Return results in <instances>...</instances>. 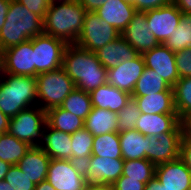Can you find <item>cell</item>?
<instances>
[{"label": "cell", "mask_w": 191, "mask_h": 190, "mask_svg": "<svg viewBox=\"0 0 191 190\" xmlns=\"http://www.w3.org/2000/svg\"><path fill=\"white\" fill-rule=\"evenodd\" d=\"M145 67L154 70L172 88L180 79L177 73L175 52H172L164 44H159L152 50L142 54Z\"/></svg>", "instance_id": "14"}, {"label": "cell", "mask_w": 191, "mask_h": 190, "mask_svg": "<svg viewBox=\"0 0 191 190\" xmlns=\"http://www.w3.org/2000/svg\"><path fill=\"white\" fill-rule=\"evenodd\" d=\"M46 124V111L35 105L9 119L8 133L30 146H40Z\"/></svg>", "instance_id": "6"}, {"label": "cell", "mask_w": 191, "mask_h": 190, "mask_svg": "<svg viewBox=\"0 0 191 190\" xmlns=\"http://www.w3.org/2000/svg\"><path fill=\"white\" fill-rule=\"evenodd\" d=\"M81 6L87 12H94L97 8L101 7L107 0H78Z\"/></svg>", "instance_id": "43"}, {"label": "cell", "mask_w": 191, "mask_h": 190, "mask_svg": "<svg viewBox=\"0 0 191 190\" xmlns=\"http://www.w3.org/2000/svg\"><path fill=\"white\" fill-rule=\"evenodd\" d=\"M92 155L103 158L122 159L119 132H109L104 135L95 136Z\"/></svg>", "instance_id": "30"}, {"label": "cell", "mask_w": 191, "mask_h": 190, "mask_svg": "<svg viewBox=\"0 0 191 190\" xmlns=\"http://www.w3.org/2000/svg\"><path fill=\"white\" fill-rule=\"evenodd\" d=\"M117 121V113L92 107L85 119L84 128L95 137L109 132H118Z\"/></svg>", "instance_id": "26"}, {"label": "cell", "mask_w": 191, "mask_h": 190, "mask_svg": "<svg viewBox=\"0 0 191 190\" xmlns=\"http://www.w3.org/2000/svg\"><path fill=\"white\" fill-rule=\"evenodd\" d=\"M11 167V164L8 162H4L0 159V181L4 180L5 175L9 171V168Z\"/></svg>", "instance_id": "49"}, {"label": "cell", "mask_w": 191, "mask_h": 190, "mask_svg": "<svg viewBox=\"0 0 191 190\" xmlns=\"http://www.w3.org/2000/svg\"><path fill=\"white\" fill-rule=\"evenodd\" d=\"M23 6H25L29 11L39 15L42 19L45 17V13L49 9V0H17Z\"/></svg>", "instance_id": "39"}, {"label": "cell", "mask_w": 191, "mask_h": 190, "mask_svg": "<svg viewBox=\"0 0 191 190\" xmlns=\"http://www.w3.org/2000/svg\"><path fill=\"white\" fill-rule=\"evenodd\" d=\"M67 1H71V0H49L50 4L67 2Z\"/></svg>", "instance_id": "53"}, {"label": "cell", "mask_w": 191, "mask_h": 190, "mask_svg": "<svg viewBox=\"0 0 191 190\" xmlns=\"http://www.w3.org/2000/svg\"><path fill=\"white\" fill-rule=\"evenodd\" d=\"M121 34L94 12H86L83 28L75 45L95 52L106 44L116 40Z\"/></svg>", "instance_id": "7"}, {"label": "cell", "mask_w": 191, "mask_h": 190, "mask_svg": "<svg viewBox=\"0 0 191 190\" xmlns=\"http://www.w3.org/2000/svg\"><path fill=\"white\" fill-rule=\"evenodd\" d=\"M9 126V118L0 111V133H7Z\"/></svg>", "instance_id": "47"}, {"label": "cell", "mask_w": 191, "mask_h": 190, "mask_svg": "<svg viewBox=\"0 0 191 190\" xmlns=\"http://www.w3.org/2000/svg\"><path fill=\"white\" fill-rule=\"evenodd\" d=\"M123 159L92 155L82 164L88 186L112 185L123 172Z\"/></svg>", "instance_id": "12"}, {"label": "cell", "mask_w": 191, "mask_h": 190, "mask_svg": "<svg viewBox=\"0 0 191 190\" xmlns=\"http://www.w3.org/2000/svg\"><path fill=\"white\" fill-rule=\"evenodd\" d=\"M37 96L45 111L60 107L64 99L76 88L74 81L61 67L57 70L40 73L36 76Z\"/></svg>", "instance_id": "5"}, {"label": "cell", "mask_w": 191, "mask_h": 190, "mask_svg": "<svg viewBox=\"0 0 191 190\" xmlns=\"http://www.w3.org/2000/svg\"><path fill=\"white\" fill-rule=\"evenodd\" d=\"M136 12L132 4L123 0H107L94 11L100 19L112 25L120 34L126 29Z\"/></svg>", "instance_id": "18"}, {"label": "cell", "mask_w": 191, "mask_h": 190, "mask_svg": "<svg viewBox=\"0 0 191 190\" xmlns=\"http://www.w3.org/2000/svg\"><path fill=\"white\" fill-rule=\"evenodd\" d=\"M46 181L56 190H87L82 164L72 160L51 159Z\"/></svg>", "instance_id": "8"}, {"label": "cell", "mask_w": 191, "mask_h": 190, "mask_svg": "<svg viewBox=\"0 0 191 190\" xmlns=\"http://www.w3.org/2000/svg\"><path fill=\"white\" fill-rule=\"evenodd\" d=\"M181 121L177 114H144L136 122V130L145 136L171 132Z\"/></svg>", "instance_id": "24"}, {"label": "cell", "mask_w": 191, "mask_h": 190, "mask_svg": "<svg viewBox=\"0 0 191 190\" xmlns=\"http://www.w3.org/2000/svg\"><path fill=\"white\" fill-rule=\"evenodd\" d=\"M66 46L63 40L44 33L33 37L36 76L61 68Z\"/></svg>", "instance_id": "9"}, {"label": "cell", "mask_w": 191, "mask_h": 190, "mask_svg": "<svg viewBox=\"0 0 191 190\" xmlns=\"http://www.w3.org/2000/svg\"><path fill=\"white\" fill-rule=\"evenodd\" d=\"M179 159L191 171V140L187 139L185 136H183L181 140Z\"/></svg>", "instance_id": "42"}, {"label": "cell", "mask_w": 191, "mask_h": 190, "mask_svg": "<svg viewBox=\"0 0 191 190\" xmlns=\"http://www.w3.org/2000/svg\"><path fill=\"white\" fill-rule=\"evenodd\" d=\"M145 185L146 183L121 175L111 186L113 190H144Z\"/></svg>", "instance_id": "40"}, {"label": "cell", "mask_w": 191, "mask_h": 190, "mask_svg": "<svg viewBox=\"0 0 191 190\" xmlns=\"http://www.w3.org/2000/svg\"><path fill=\"white\" fill-rule=\"evenodd\" d=\"M167 89L173 88L154 70L145 67L141 77L135 84L132 96H147L149 94L164 92Z\"/></svg>", "instance_id": "29"}, {"label": "cell", "mask_w": 191, "mask_h": 190, "mask_svg": "<svg viewBox=\"0 0 191 190\" xmlns=\"http://www.w3.org/2000/svg\"><path fill=\"white\" fill-rule=\"evenodd\" d=\"M124 2H127V3H129V4H132V5H134L135 4V2H136V0H123Z\"/></svg>", "instance_id": "54"}, {"label": "cell", "mask_w": 191, "mask_h": 190, "mask_svg": "<svg viewBox=\"0 0 191 190\" xmlns=\"http://www.w3.org/2000/svg\"><path fill=\"white\" fill-rule=\"evenodd\" d=\"M0 74H1V52H0Z\"/></svg>", "instance_id": "55"}, {"label": "cell", "mask_w": 191, "mask_h": 190, "mask_svg": "<svg viewBox=\"0 0 191 190\" xmlns=\"http://www.w3.org/2000/svg\"><path fill=\"white\" fill-rule=\"evenodd\" d=\"M34 190H56L50 183L46 180L41 181L39 184L35 185Z\"/></svg>", "instance_id": "50"}, {"label": "cell", "mask_w": 191, "mask_h": 190, "mask_svg": "<svg viewBox=\"0 0 191 190\" xmlns=\"http://www.w3.org/2000/svg\"><path fill=\"white\" fill-rule=\"evenodd\" d=\"M86 10L78 0L50 4L43 19L44 34L75 44L83 28Z\"/></svg>", "instance_id": "2"}, {"label": "cell", "mask_w": 191, "mask_h": 190, "mask_svg": "<svg viewBox=\"0 0 191 190\" xmlns=\"http://www.w3.org/2000/svg\"><path fill=\"white\" fill-rule=\"evenodd\" d=\"M148 27L146 11H137L120 36L139 54H143L160 44Z\"/></svg>", "instance_id": "16"}, {"label": "cell", "mask_w": 191, "mask_h": 190, "mask_svg": "<svg viewBox=\"0 0 191 190\" xmlns=\"http://www.w3.org/2000/svg\"><path fill=\"white\" fill-rule=\"evenodd\" d=\"M155 178L168 190H189L191 171L178 158L156 166Z\"/></svg>", "instance_id": "17"}, {"label": "cell", "mask_w": 191, "mask_h": 190, "mask_svg": "<svg viewBox=\"0 0 191 190\" xmlns=\"http://www.w3.org/2000/svg\"><path fill=\"white\" fill-rule=\"evenodd\" d=\"M144 190H168L154 177L146 185Z\"/></svg>", "instance_id": "46"}, {"label": "cell", "mask_w": 191, "mask_h": 190, "mask_svg": "<svg viewBox=\"0 0 191 190\" xmlns=\"http://www.w3.org/2000/svg\"><path fill=\"white\" fill-rule=\"evenodd\" d=\"M1 73L36 77L33 38L1 52Z\"/></svg>", "instance_id": "11"}, {"label": "cell", "mask_w": 191, "mask_h": 190, "mask_svg": "<svg viewBox=\"0 0 191 190\" xmlns=\"http://www.w3.org/2000/svg\"><path fill=\"white\" fill-rule=\"evenodd\" d=\"M97 59L107 69L116 67L120 62L133 60L139 53L121 36L95 51Z\"/></svg>", "instance_id": "21"}, {"label": "cell", "mask_w": 191, "mask_h": 190, "mask_svg": "<svg viewBox=\"0 0 191 190\" xmlns=\"http://www.w3.org/2000/svg\"><path fill=\"white\" fill-rule=\"evenodd\" d=\"M72 161L85 163L92 156L94 136L85 128L71 134Z\"/></svg>", "instance_id": "33"}, {"label": "cell", "mask_w": 191, "mask_h": 190, "mask_svg": "<svg viewBox=\"0 0 191 190\" xmlns=\"http://www.w3.org/2000/svg\"><path fill=\"white\" fill-rule=\"evenodd\" d=\"M135 99L140 113L144 114H177L174 104V91L167 89L164 92L147 96H132Z\"/></svg>", "instance_id": "23"}, {"label": "cell", "mask_w": 191, "mask_h": 190, "mask_svg": "<svg viewBox=\"0 0 191 190\" xmlns=\"http://www.w3.org/2000/svg\"><path fill=\"white\" fill-rule=\"evenodd\" d=\"M92 107L118 113L132 97L131 94L106 83L90 93Z\"/></svg>", "instance_id": "22"}, {"label": "cell", "mask_w": 191, "mask_h": 190, "mask_svg": "<svg viewBox=\"0 0 191 190\" xmlns=\"http://www.w3.org/2000/svg\"><path fill=\"white\" fill-rule=\"evenodd\" d=\"M164 45L175 53L191 47V14L182 13L178 27Z\"/></svg>", "instance_id": "32"}, {"label": "cell", "mask_w": 191, "mask_h": 190, "mask_svg": "<svg viewBox=\"0 0 191 190\" xmlns=\"http://www.w3.org/2000/svg\"><path fill=\"white\" fill-rule=\"evenodd\" d=\"M175 110L182 122L191 115V77L180 78L173 87Z\"/></svg>", "instance_id": "31"}, {"label": "cell", "mask_w": 191, "mask_h": 190, "mask_svg": "<svg viewBox=\"0 0 191 190\" xmlns=\"http://www.w3.org/2000/svg\"><path fill=\"white\" fill-rule=\"evenodd\" d=\"M43 33V19L17 0H10L6 20L0 29V52Z\"/></svg>", "instance_id": "3"}, {"label": "cell", "mask_w": 191, "mask_h": 190, "mask_svg": "<svg viewBox=\"0 0 191 190\" xmlns=\"http://www.w3.org/2000/svg\"><path fill=\"white\" fill-rule=\"evenodd\" d=\"M140 111L134 98H130L125 107L117 113L118 132L136 129Z\"/></svg>", "instance_id": "36"}, {"label": "cell", "mask_w": 191, "mask_h": 190, "mask_svg": "<svg viewBox=\"0 0 191 190\" xmlns=\"http://www.w3.org/2000/svg\"><path fill=\"white\" fill-rule=\"evenodd\" d=\"M87 190H113L111 185L88 186Z\"/></svg>", "instance_id": "51"}, {"label": "cell", "mask_w": 191, "mask_h": 190, "mask_svg": "<svg viewBox=\"0 0 191 190\" xmlns=\"http://www.w3.org/2000/svg\"><path fill=\"white\" fill-rule=\"evenodd\" d=\"M144 68V58L139 54L133 60L120 62L116 67L107 70V83L132 95Z\"/></svg>", "instance_id": "15"}, {"label": "cell", "mask_w": 191, "mask_h": 190, "mask_svg": "<svg viewBox=\"0 0 191 190\" xmlns=\"http://www.w3.org/2000/svg\"><path fill=\"white\" fill-rule=\"evenodd\" d=\"M50 160L40 146H31L17 166L36 185L46 180Z\"/></svg>", "instance_id": "20"}, {"label": "cell", "mask_w": 191, "mask_h": 190, "mask_svg": "<svg viewBox=\"0 0 191 190\" xmlns=\"http://www.w3.org/2000/svg\"><path fill=\"white\" fill-rule=\"evenodd\" d=\"M172 3L182 12L191 14V0H172Z\"/></svg>", "instance_id": "44"}, {"label": "cell", "mask_w": 191, "mask_h": 190, "mask_svg": "<svg viewBox=\"0 0 191 190\" xmlns=\"http://www.w3.org/2000/svg\"><path fill=\"white\" fill-rule=\"evenodd\" d=\"M10 0H0V29L4 25L8 13Z\"/></svg>", "instance_id": "45"}, {"label": "cell", "mask_w": 191, "mask_h": 190, "mask_svg": "<svg viewBox=\"0 0 191 190\" xmlns=\"http://www.w3.org/2000/svg\"><path fill=\"white\" fill-rule=\"evenodd\" d=\"M4 181L14 190H34L35 184L22 172L17 165H11L9 171L5 175Z\"/></svg>", "instance_id": "37"}, {"label": "cell", "mask_w": 191, "mask_h": 190, "mask_svg": "<svg viewBox=\"0 0 191 190\" xmlns=\"http://www.w3.org/2000/svg\"><path fill=\"white\" fill-rule=\"evenodd\" d=\"M172 3V0H136L133 5L137 11H148L150 9H156L165 7Z\"/></svg>", "instance_id": "41"}, {"label": "cell", "mask_w": 191, "mask_h": 190, "mask_svg": "<svg viewBox=\"0 0 191 190\" xmlns=\"http://www.w3.org/2000/svg\"><path fill=\"white\" fill-rule=\"evenodd\" d=\"M30 147L29 144L20 141L8 132L0 135V159L11 165H17Z\"/></svg>", "instance_id": "28"}, {"label": "cell", "mask_w": 191, "mask_h": 190, "mask_svg": "<svg viewBox=\"0 0 191 190\" xmlns=\"http://www.w3.org/2000/svg\"><path fill=\"white\" fill-rule=\"evenodd\" d=\"M150 32L160 44H164L176 30L182 18V12L173 4L146 11Z\"/></svg>", "instance_id": "13"}, {"label": "cell", "mask_w": 191, "mask_h": 190, "mask_svg": "<svg viewBox=\"0 0 191 190\" xmlns=\"http://www.w3.org/2000/svg\"><path fill=\"white\" fill-rule=\"evenodd\" d=\"M119 140L124 161L136 159L148 160V142H150L148 136L133 129L119 132Z\"/></svg>", "instance_id": "25"}, {"label": "cell", "mask_w": 191, "mask_h": 190, "mask_svg": "<svg viewBox=\"0 0 191 190\" xmlns=\"http://www.w3.org/2000/svg\"><path fill=\"white\" fill-rule=\"evenodd\" d=\"M184 136L191 140V115L186 117L183 121Z\"/></svg>", "instance_id": "48"}, {"label": "cell", "mask_w": 191, "mask_h": 190, "mask_svg": "<svg viewBox=\"0 0 191 190\" xmlns=\"http://www.w3.org/2000/svg\"><path fill=\"white\" fill-rule=\"evenodd\" d=\"M40 147L51 159L72 160L71 134L52 128L48 123Z\"/></svg>", "instance_id": "19"}, {"label": "cell", "mask_w": 191, "mask_h": 190, "mask_svg": "<svg viewBox=\"0 0 191 190\" xmlns=\"http://www.w3.org/2000/svg\"><path fill=\"white\" fill-rule=\"evenodd\" d=\"M46 121L52 128L69 134L83 129L85 122L84 119L61 107H54L46 111Z\"/></svg>", "instance_id": "27"}, {"label": "cell", "mask_w": 191, "mask_h": 190, "mask_svg": "<svg viewBox=\"0 0 191 190\" xmlns=\"http://www.w3.org/2000/svg\"><path fill=\"white\" fill-rule=\"evenodd\" d=\"M60 107L85 120L92 110L90 93L75 88Z\"/></svg>", "instance_id": "34"}, {"label": "cell", "mask_w": 191, "mask_h": 190, "mask_svg": "<svg viewBox=\"0 0 191 190\" xmlns=\"http://www.w3.org/2000/svg\"><path fill=\"white\" fill-rule=\"evenodd\" d=\"M184 136L183 123L180 122L171 132L148 136V161L155 166L179 158L180 144Z\"/></svg>", "instance_id": "10"}, {"label": "cell", "mask_w": 191, "mask_h": 190, "mask_svg": "<svg viewBox=\"0 0 191 190\" xmlns=\"http://www.w3.org/2000/svg\"><path fill=\"white\" fill-rule=\"evenodd\" d=\"M62 68L74 81L76 88L86 93L107 83V69L97 59L96 53L75 44L66 46Z\"/></svg>", "instance_id": "1"}, {"label": "cell", "mask_w": 191, "mask_h": 190, "mask_svg": "<svg viewBox=\"0 0 191 190\" xmlns=\"http://www.w3.org/2000/svg\"><path fill=\"white\" fill-rule=\"evenodd\" d=\"M0 79V111L9 119L38 105L36 77L1 73Z\"/></svg>", "instance_id": "4"}, {"label": "cell", "mask_w": 191, "mask_h": 190, "mask_svg": "<svg viewBox=\"0 0 191 190\" xmlns=\"http://www.w3.org/2000/svg\"><path fill=\"white\" fill-rule=\"evenodd\" d=\"M179 78L191 77V47L175 53Z\"/></svg>", "instance_id": "38"}, {"label": "cell", "mask_w": 191, "mask_h": 190, "mask_svg": "<svg viewBox=\"0 0 191 190\" xmlns=\"http://www.w3.org/2000/svg\"><path fill=\"white\" fill-rule=\"evenodd\" d=\"M155 169L156 166L147 159L125 160L122 175L147 184L155 177Z\"/></svg>", "instance_id": "35"}, {"label": "cell", "mask_w": 191, "mask_h": 190, "mask_svg": "<svg viewBox=\"0 0 191 190\" xmlns=\"http://www.w3.org/2000/svg\"><path fill=\"white\" fill-rule=\"evenodd\" d=\"M0 190H14V189L8 184V182L1 180L0 181Z\"/></svg>", "instance_id": "52"}]
</instances>
